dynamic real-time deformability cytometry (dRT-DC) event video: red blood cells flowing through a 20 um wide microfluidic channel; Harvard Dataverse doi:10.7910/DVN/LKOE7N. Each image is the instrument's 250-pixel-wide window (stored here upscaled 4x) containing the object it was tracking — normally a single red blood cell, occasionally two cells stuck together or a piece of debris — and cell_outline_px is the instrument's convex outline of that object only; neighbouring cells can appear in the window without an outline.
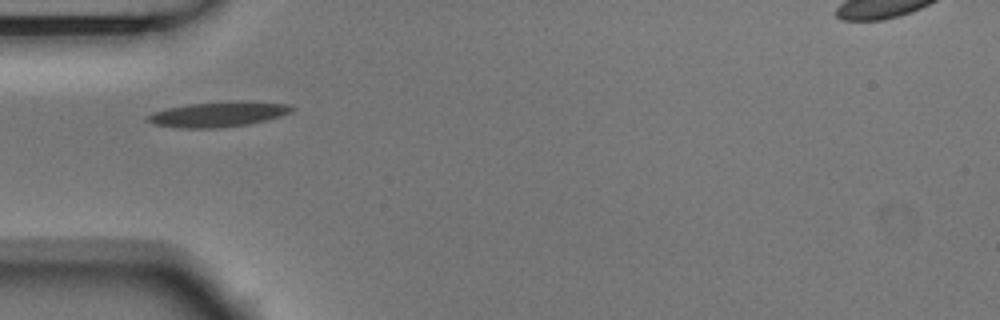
{"species": "Egyptian fruit bat (a non-hibernating species)", "species_latin": "Rousettus aegyptiacus", "temperature_condition": "room temperature", "stored_images_in_passage": 11, "segment_of_instrument_passage": [1, 2], "camera_frame_rate_fps": 3000, "um_per_image_px": 0.085, "animal": {"sex": "male"}, "frame": {"image": 1, "passage_image": 1, "time_ms": 0.0, "image_size_px": [1000, 320], "cell_outline_px": [[296, 108], [292, 112], [268, 120], [248, 124], [220, 128], [180, 128], [152, 124], [144, 120], [144, 116], [152, 112], [168, 108], [188, 104], [232, 100], [240, 100], [288, 104]], "centroid_in_image_um": [18.53, 9.7], "position_along_channel_um": 66.5, "area_um2": 21.62}}
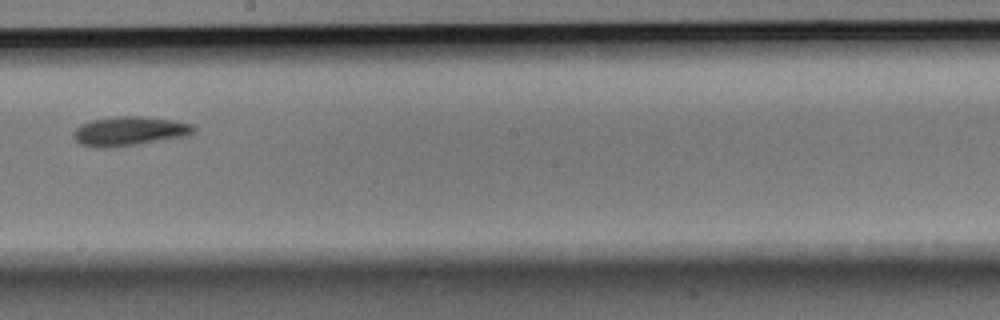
{"frame": {"image": 2, "passage_image": 5, "time_ms": 1.333, "image_size_px": [1000, 320], "cell_outline_px": [[196, 132], [184, 136], [108, 148], [92, 148], [80, 144], [72, 136], [72, 132], [80, 124], [92, 120], [112, 116], [140, 116], [176, 120], [192, 124], [196, 128]], "centroid_in_image_um": [10.95, 11.13], "position_along_channel_um": 237.2, "area_um2": 20.52}}
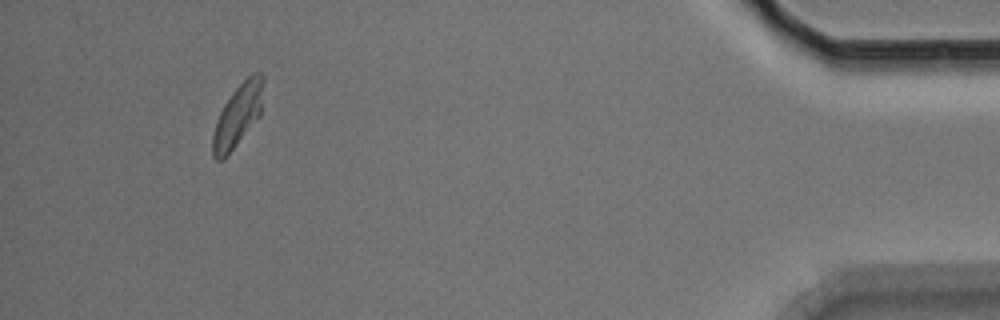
{"frame": {"image": 3, "passage_image": 10, "time_ms": 3.0, "image_size_px": [1000, 320], "cell_outline_px": [[264, 80], [260, 116], [224, 160], [216, 160], [212, 156], [212, 136], [220, 112], [224, 104], [232, 92], [252, 72], [260, 72], [264, 76]], "centroid_in_image_um": [20.22, 9.82], "position_along_channel_um": 415.0, "area_um2": 18.44}}